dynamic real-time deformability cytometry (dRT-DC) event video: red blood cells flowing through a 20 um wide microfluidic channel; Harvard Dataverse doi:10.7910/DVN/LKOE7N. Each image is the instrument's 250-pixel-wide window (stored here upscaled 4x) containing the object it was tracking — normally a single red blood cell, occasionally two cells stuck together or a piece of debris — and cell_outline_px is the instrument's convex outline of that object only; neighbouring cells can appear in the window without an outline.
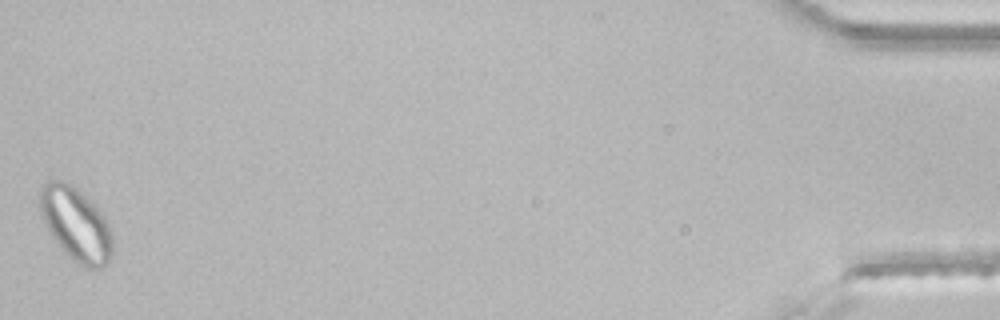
{"species": "common noctule bat (a hibernating species)", "species_latin": "Nyctalus noctula", "temperature_condition": "room temperature", "stored_images_in_passage": 44, "segment_of_instrument_passage": [2, 2], "camera_frame_rate_fps": 3000, "um_per_image_px": 0.085, "animal": {"sex": "male", "body_mass_g": 21.5, "forearm_length_mm": 52.0}, "frame": {"image": 1, "passage_image": 44, "time_ms": 14.333, "image_size_px": [1000, 320], "cell_outline_px": [[112, 256], [108, 264], [100, 268], [84, 268], [64, 252], [52, 236], [44, 220], [40, 208], [40, 188], [48, 180], [60, 180], [72, 184], [104, 216], [112, 232]], "centroid_in_image_um": [6.47, 19.08], "position_along_channel_um": 428.7, "area_um2": 30.75}}